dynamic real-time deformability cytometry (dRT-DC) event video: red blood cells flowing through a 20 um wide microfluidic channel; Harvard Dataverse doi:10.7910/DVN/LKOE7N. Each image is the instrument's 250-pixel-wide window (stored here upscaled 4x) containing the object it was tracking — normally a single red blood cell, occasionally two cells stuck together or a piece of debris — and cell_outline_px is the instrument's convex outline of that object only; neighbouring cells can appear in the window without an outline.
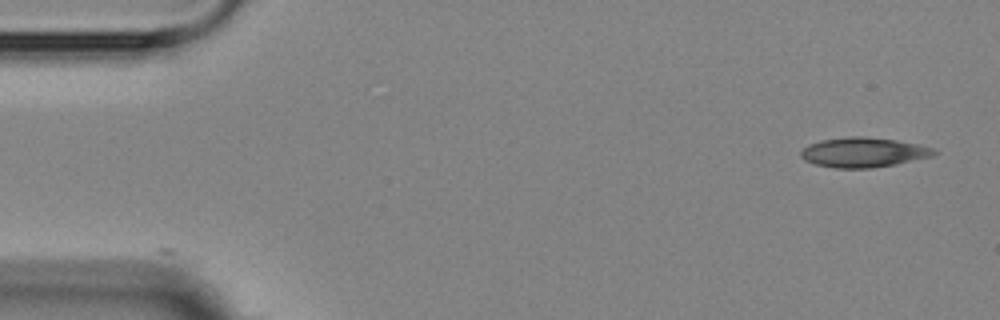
{"species": "Egyptian fruit bat (a non-hibernating species)", "species_latin": "Rousettus aegyptiacus", "temperature_condition": "room temperature", "stored_images_in_passage": 8, "camera_frame_rate_fps": 3000, "um_per_image_px": 0.085, "animal": {"sex": "female"}, "frame": {"image": 1, "passage_image": 1, "time_ms": 0.0, "image_size_px": [1000, 320], "cell_outline_px": [[936, 152], [932, 156], [896, 164], [872, 168], [836, 168], [816, 164], [804, 160], [800, 156], [800, 152], [808, 144], [824, 140], [848, 136], [864, 136], [896, 140], [916, 144], [932, 148]], "centroid_in_image_um": [73.36, 12.95], "position_along_channel_um": 11.6, "area_um2": 22.89}}
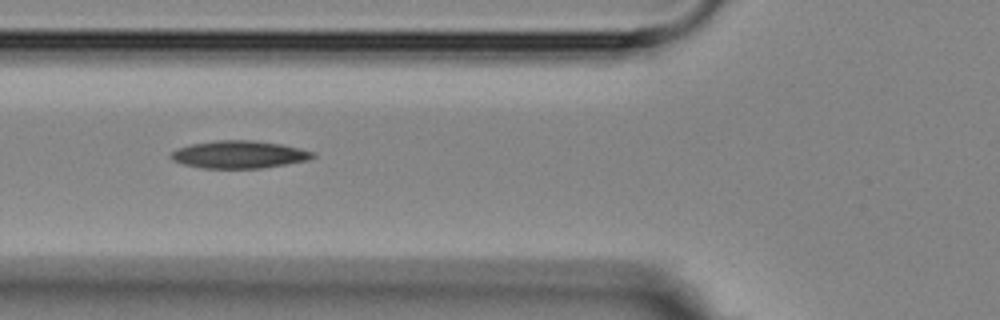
{"frame": {"image": 2, "passage_image": 5, "time_ms": 5.667, "image_size_px": [1000, 320], "cell_outline_px": [[316, 156], [308, 160], [260, 168], [204, 168], [184, 164], [172, 160], [168, 156], [172, 152], [180, 148], [192, 144], [216, 140], [252, 140], [280, 144], [300, 148], [316, 152]], "centroid_in_image_um": [20.34, 13.13], "position_along_channel_um": 105.5, "area_um2": 22.6}}
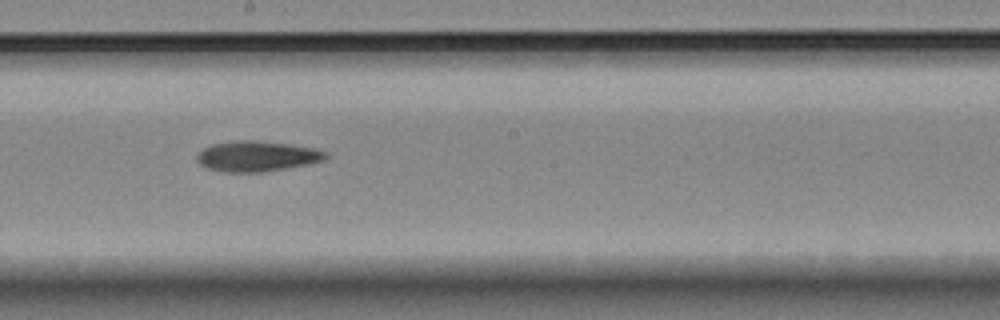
{"frame": {"image": 3, "passage_image": 8, "time_ms": 9.0, "image_size_px": [1000, 320], "cell_outline_px": [[328, 156], [324, 160], [308, 164], [264, 172], [224, 172], [208, 168], [200, 164], [196, 160], [196, 156], [204, 148], [212, 144], [236, 140], [256, 140], [288, 144], [316, 148], [328, 152]], "centroid_in_image_um": [21.85, 13.27], "position_along_channel_um": 226.3, "area_um2": 22.89}}